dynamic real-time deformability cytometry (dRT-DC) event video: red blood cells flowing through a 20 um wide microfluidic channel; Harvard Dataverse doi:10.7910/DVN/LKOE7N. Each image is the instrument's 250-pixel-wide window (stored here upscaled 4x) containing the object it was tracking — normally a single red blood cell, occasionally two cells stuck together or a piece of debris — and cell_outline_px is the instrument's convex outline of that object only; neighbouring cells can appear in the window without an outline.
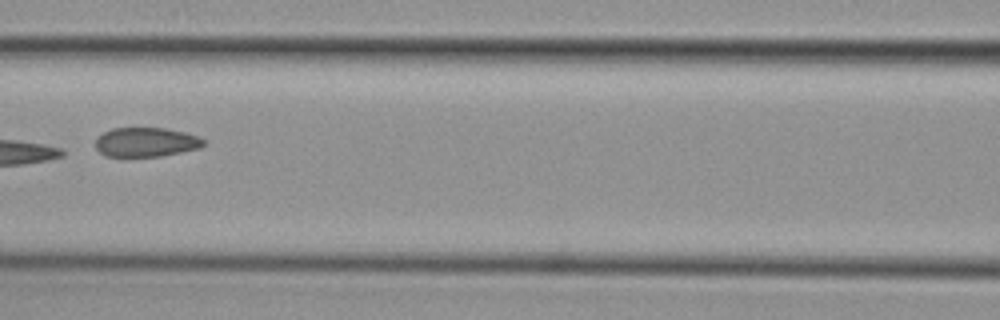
{"species": "common noctule bat (a hibernating species)", "species_latin": "Nyctalus noctula", "temperature_condition": "cold", "stored_images_in_passage": 10, "camera_frame_rate_fps": 3000, "um_per_image_px": 0.085, "animal": {"sex": "female", "body_mass_g": 29.2, "forearm_length_mm": 56.3}, "frame": {"image": 1, "passage_image": 7, "time_ms": 2.0, "image_size_px": [1000, 320], "cell_outline_px": [[204, 144], [200, 148], [160, 156], [104, 156], [96, 148], [96, 136], [112, 128], [168, 128], [200, 136], [204, 140]], "centroid_in_image_um": [12.41, 12.07], "position_along_channel_um": 154.2, "area_um2": 18.5}}
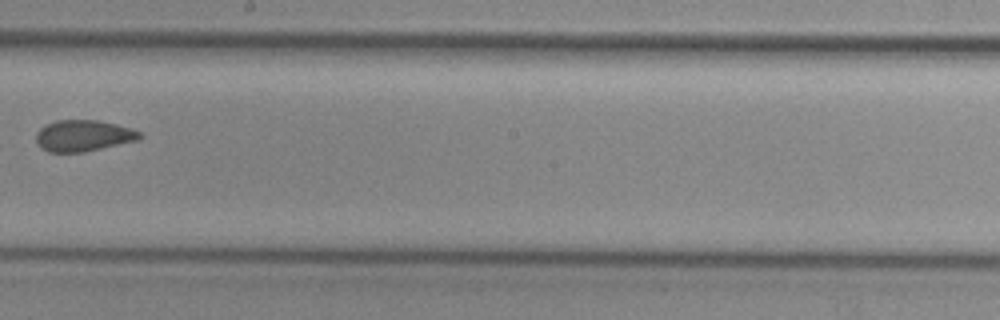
{"frame": {"image": 2, "passage_image": 9, "time_ms": 2.667, "image_size_px": [1000, 320], "cell_outline_px": [[144, 136], [140, 140], [84, 152], [48, 152], [40, 148], [36, 140], [36, 132], [44, 124], [56, 120], [100, 120], [116, 124], [140, 132]], "centroid_in_image_um": [7.07, 11.53], "position_along_channel_um": 241.1, "area_um2": 19.13}}
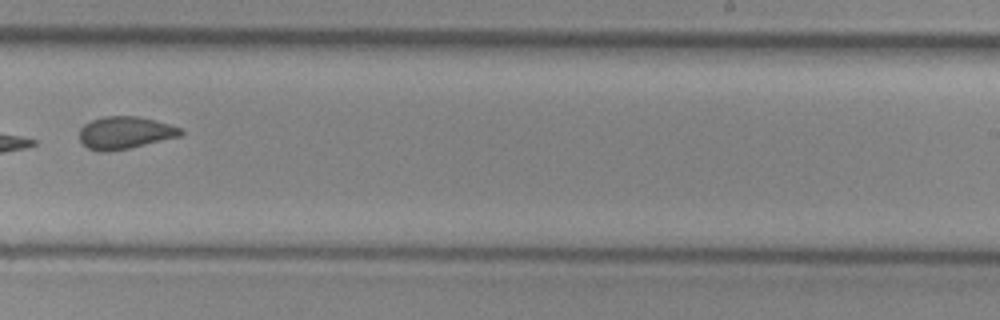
{"frame": {"image": 3, "passage_image": 10, "time_ms": 3.0, "image_size_px": [1000, 320], "cell_outline_px": [[184, 132], [180, 136], [128, 148], [108, 152], [100, 152], [88, 148], [80, 140], [80, 128], [84, 124], [92, 120], [104, 116], [136, 116], [156, 120], [180, 128]], "centroid_in_image_um": [10.6, 11.28], "position_along_channel_um": 278.4, "area_um2": 18.96}}